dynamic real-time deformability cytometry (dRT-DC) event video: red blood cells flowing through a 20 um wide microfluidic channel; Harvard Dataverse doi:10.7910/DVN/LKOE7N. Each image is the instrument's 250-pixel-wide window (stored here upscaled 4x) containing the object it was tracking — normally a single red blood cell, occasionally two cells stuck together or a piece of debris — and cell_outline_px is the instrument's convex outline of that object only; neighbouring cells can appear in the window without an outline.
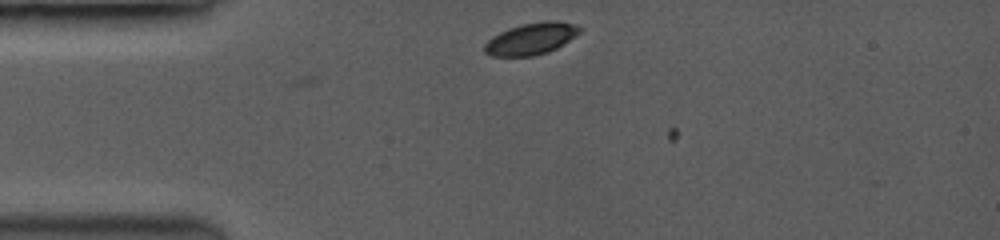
{"species": "common noctule bat (a hibernating species)", "species_latin": "Nyctalus noctula", "temperature_condition": "room temperature", "stored_images_in_passage": 3, "camera_frame_rate_fps": 3500, "um_per_image_px": 0.085, "animal": {"sex": "female", "body_mass_g": 19.0, "forearm_length_mm": 53.3}, "frame": {"image": 1, "passage_image": 2, "time_ms": 0.286, "image_size_px": [1000, 240], "cell_outline_px": [[580, 32], [556, 48], [532, 56], [492, 56], [484, 52], [484, 44], [492, 36], [508, 28], [520, 24], [544, 20], [556, 20], [572, 24], [580, 28]], "centroid_in_image_um": [45.09, 3.28], "position_along_channel_um": 39.9, "area_um2": 17.4}}